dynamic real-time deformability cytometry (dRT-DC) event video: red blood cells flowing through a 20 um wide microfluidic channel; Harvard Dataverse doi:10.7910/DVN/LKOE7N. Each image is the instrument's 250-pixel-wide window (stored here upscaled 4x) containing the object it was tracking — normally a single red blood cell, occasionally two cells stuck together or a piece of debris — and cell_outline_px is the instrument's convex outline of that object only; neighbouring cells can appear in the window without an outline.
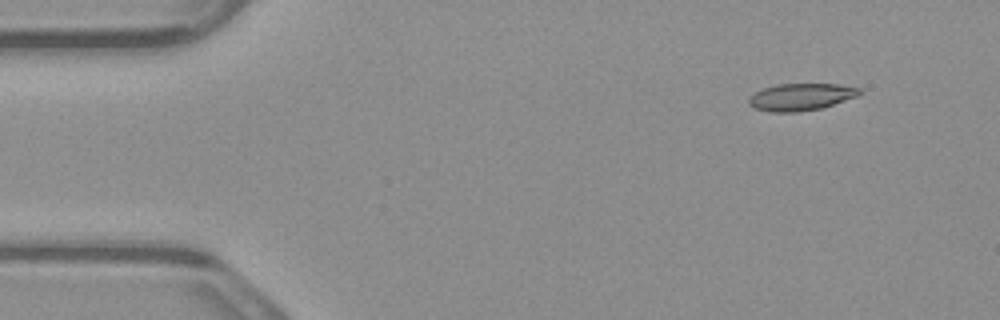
{"species": "common noctule bat (a hibernating species)", "species_latin": "Nyctalus noctula", "temperature_condition": "warm", "stored_images_in_passage": 3, "camera_frame_rate_fps": 3000, "um_per_image_px": 0.085, "animal": {"sex": "male", "body_mass_g": 23.1, "forearm_length_mm": 52.7}, "frame": {"image": 1, "passage_image": 1, "time_ms": 0.0, "image_size_px": [1000, 320], "cell_outline_px": [[860, 96], [820, 108], [796, 112], [768, 112], [756, 108], [748, 104], [748, 96], [764, 88], [780, 84], [840, 84], [860, 88]], "centroid_in_image_um": [68.08, 8.24], "position_along_channel_um": 16.9, "area_um2": 17.46}}
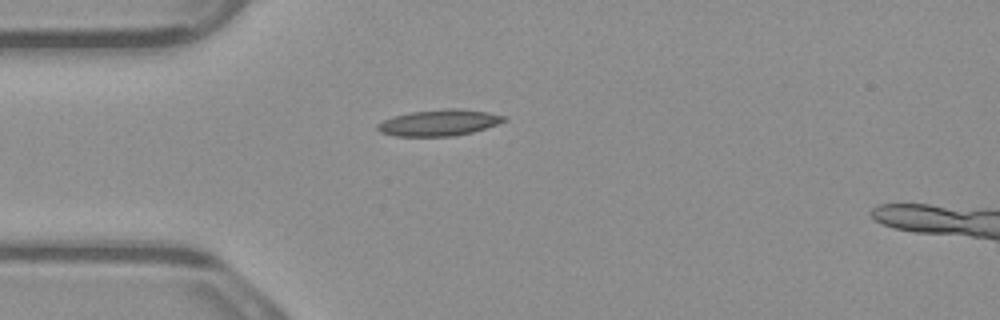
{"frame": {"image": 2, "passage_image": 3, "time_ms": 0.667, "image_size_px": [1000, 320], "cell_outline_px": [[508, 120], [472, 132], [456, 136], [396, 136], [380, 132], [376, 128], [376, 124], [392, 116], [412, 112], [448, 108], [460, 108], [488, 112], [508, 116]], "centroid_in_image_um": [37.34, 10.42], "position_along_channel_um": 47.7, "area_um2": 19.42}}